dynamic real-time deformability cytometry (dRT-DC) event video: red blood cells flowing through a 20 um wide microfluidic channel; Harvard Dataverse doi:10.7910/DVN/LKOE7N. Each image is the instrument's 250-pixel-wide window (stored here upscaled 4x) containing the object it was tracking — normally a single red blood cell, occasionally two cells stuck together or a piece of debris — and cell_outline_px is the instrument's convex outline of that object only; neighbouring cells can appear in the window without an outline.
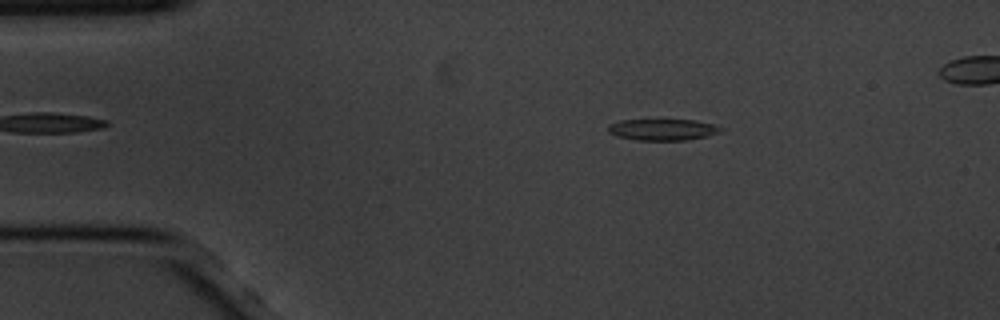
{"species": "common noctule bat (a hibernating species)", "species_latin": "Nyctalus noctula", "temperature_condition": "cold", "stored_images_in_passage": 6, "camera_frame_rate_fps": 3000, "um_per_image_px": 0.085, "animal": {"sex": "male", "body_mass_g": 20.1, "forearm_length_mm": 53.5}, "frame": {"image": 1, "passage_image": 1, "time_ms": 0.0, "image_size_px": [1000, 320], "cell_outline_px": [[724, 128], [716, 132], [704, 136], [684, 140], [636, 140], [616, 136], [608, 132], [608, 124], [620, 120], [696, 120], [712, 124]], "centroid_in_image_um": [56.24, 11.01], "position_along_channel_um": 28.8, "area_um2": 13.81}}